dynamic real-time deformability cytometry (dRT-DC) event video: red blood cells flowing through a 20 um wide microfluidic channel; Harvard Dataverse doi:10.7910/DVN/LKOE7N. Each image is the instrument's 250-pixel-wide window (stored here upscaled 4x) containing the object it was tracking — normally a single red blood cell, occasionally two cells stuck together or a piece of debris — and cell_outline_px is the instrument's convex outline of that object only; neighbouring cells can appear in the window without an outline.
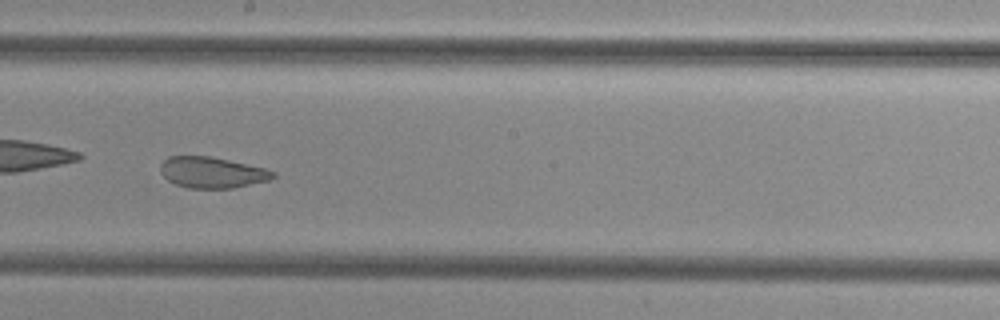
{"species": "common noctule bat (a hibernating species)", "species_latin": "Nyctalus noctula", "temperature_condition": "cold", "stored_images_in_passage": 36, "camera_frame_rate_fps": 3000, "um_per_image_px": 0.085, "animal": {"sex": "female", "body_mass_g": 29.2, "forearm_length_mm": 56.3}, "frame": {"image": 1, "passage_image": 20, "time_ms": 6.333, "image_size_px": [1000, 320], "cell_outline_px": [[276, 176], [268, 180], [232, 188], [188, 188], [176, 184], [168, 180], [160, 172], [160, 164], [168, 156], [208, 156], [228, 160], [264, 168], [276, 172]], "centroid_in_image_um": [18.0, 14.66], "position_along_channel_um": 230.2, "area_um2": 20.17}}